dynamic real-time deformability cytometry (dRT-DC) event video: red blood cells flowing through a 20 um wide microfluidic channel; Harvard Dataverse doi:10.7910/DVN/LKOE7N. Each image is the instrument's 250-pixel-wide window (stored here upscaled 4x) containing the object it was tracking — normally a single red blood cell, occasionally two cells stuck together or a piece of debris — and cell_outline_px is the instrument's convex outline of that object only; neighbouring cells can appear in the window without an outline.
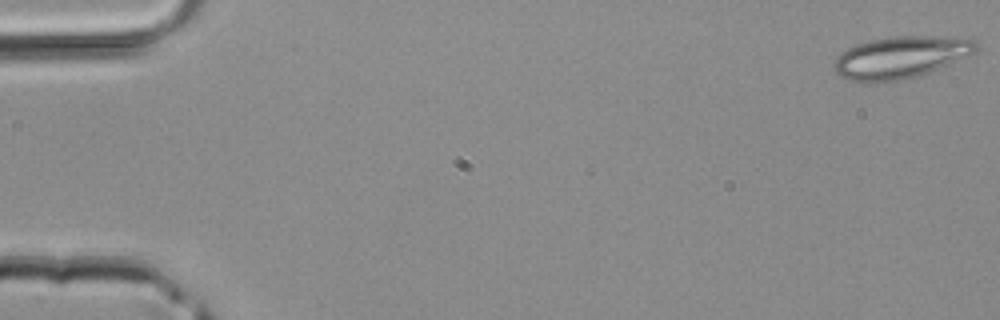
{"species": "common noctule bat (a hibernating species)", "species_latin": "Nyctalus noctula", "temperature_condition": "room temperature", "stored_images_in_passage": 9, "camera_frame_rate_fps": 3000, "um_per_image_px": 0.085, "animal": {"sex": "male", "body_mass_g": 20.4}, "frame": {"image": 1, "passage_image": 1, "time_ms": 0.0, "image_size_px": [1000, 320], "cell_outline_px": [[980, 48], [976, 52], [968, 56], [928, 72], [916, 76], [876, 84], [848, 80], [840, 76], [836, 72], [832, 64], [836, 56], [840, 52], [856, 44], [872, 40], [892, 36], [936, 36], [972, 40]], "centroid_in_image_um": [76.48, 4.88], "position_along_channel_um": 8.5, "area_um2": 34.74}}